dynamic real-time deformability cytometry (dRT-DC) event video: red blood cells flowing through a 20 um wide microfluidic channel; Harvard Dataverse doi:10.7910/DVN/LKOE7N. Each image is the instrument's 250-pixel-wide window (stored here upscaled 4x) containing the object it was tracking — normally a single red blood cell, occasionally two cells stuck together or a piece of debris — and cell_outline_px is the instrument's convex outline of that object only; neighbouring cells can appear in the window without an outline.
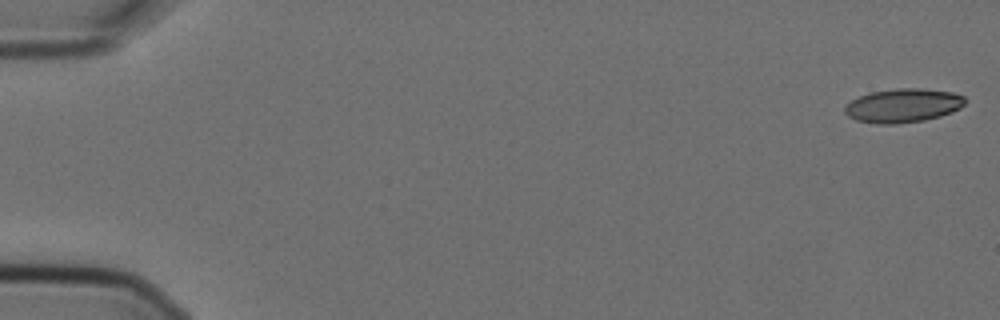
{"species": "Egyptian fruit bat (a non-hibernating species)", "species_latin": "Rousettus aegyptiacus", "temperature_condition": "cold", "stored_images_in_passage": 6, "camera_frame_rate_fps": 3000, "um_per_image_px": 0.085, "animal": {"sex": "female"}, "frame": {"image": 1, "passage_image": 1, "time_ms": 0.0, "image_size_px": [1000, 320], "cell_outline_px": [[964, 104], [960, 108], [952, 112], [940, 116], [924, 120], [892, 124], [880, 124], [856, 120], [848, 116], [844, 112], [844, 108], [852, 100], [860, 96], [872, 92], [896, 88], [920, 88], [952, 92], [964, 96]], "centroid_in_image_um": [76.76, 8.97], "position_along_channel_um": 8.2, "area_um2": 23.52}}
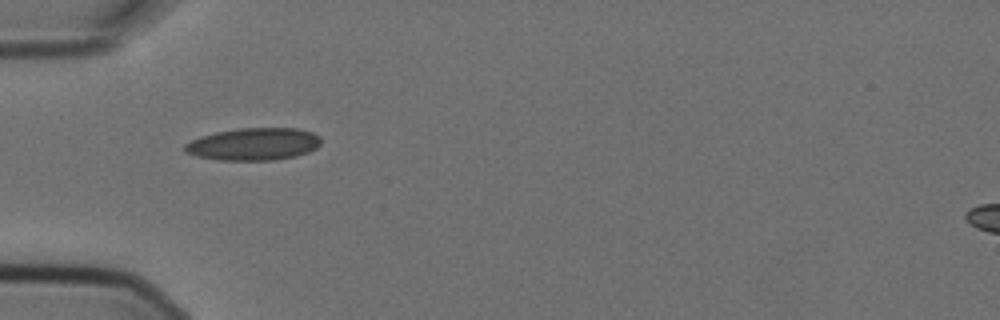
{"frame": {"image": 2, "passage_image": 5, "time_ms": 1.333, "image_size_px": [1000, 320], "cell_outline_px": [[320, 144], [316, 148], [308, 152], [296, 156], [272, 160], [216, 160], [196, 156], [184, 152], [184, 144], [200, 136], [216, 132], [240, 128], [296, 128], [312, 132], [320, 136]], "centroid_in_image_um": [21.54, 12.25], "position_along_channel_um": 63.5, "area_um2": 25.78}}
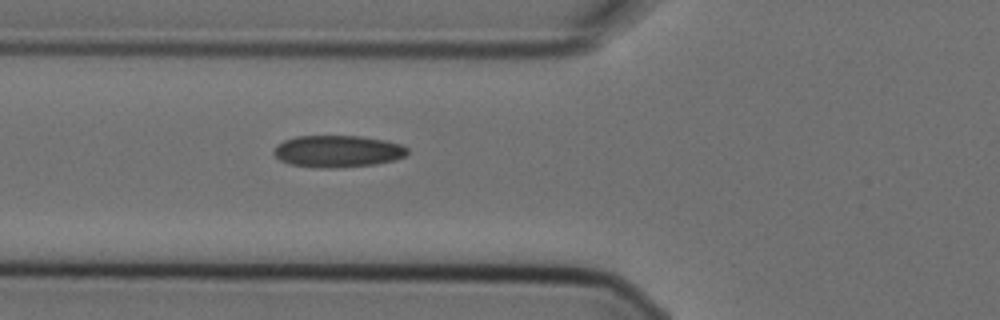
{"frame": {"image": 3, "passage_image": 6, "time_ms": 1.667, "image_size_px": [1000, 320], "cell_outline_px": [[408, 152], [404, 156], [396, 160], [376, 164], [328, 168], [320, 168], [292, 164], [280, 160], [272, 152], [276, 144], [284, 140], [296, 136], [360, 136], [384, 140], [400, 144], [408, 148]], "centroid_in_image_um": [28.69, 12.85], "position_along_channel_um": 97.1, "area_um2": 24.8}}